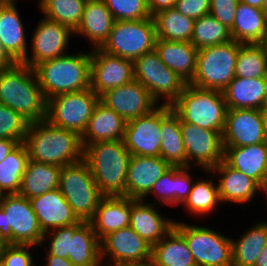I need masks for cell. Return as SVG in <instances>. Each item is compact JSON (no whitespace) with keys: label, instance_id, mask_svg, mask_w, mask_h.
I'll use <instances>...</instances> for the list:
<instances>
[{"label":"cell","instance_id":"65","mask_svg":"<svg viewBox=\"0 0 267 266\" xmlns=\"http://www.w3.org/2000/svg\"><path fill=\"white\" fill-rule=\"evenodd\" d=\"M3 244L4 243L0 240V251H1V248H2Z\"/></svg>","mask_w":267,"mask_h":266},{"label":"cell","instance_id":"47","mask_svg":"<svg viewBox=\"0 0 267 266\" xmlns=\"http://www.w3.org/2000/svg\"><path fill=\"white\" fill-rule=\"evenodd\" d=\"M51 235V242L49 244V250H47L46 255H53L61 258L68 259L69 253V226H63L60 228H55L44 233V237L42 239V244H44V240Z\"/></svg>","mask_w":267,"mask_h":266},{"label":"cell","instance_id":"46","mask_svg":"<svg viewBox=\"0 0 267 266\" xmlns=\"http://www.w3.org/2000/svg\"><path fill=\"white\" fill-rule=\"evenodd\" d=\"M33 245L3 244L0 251V261L4 266H34Z\"/></svg>","mask_w":267,"mask_h":266},{"label":"cell","instance_id":"15","mask_svg":"<svg viewBox=\"0 0 267 266\" xmlns=\"http://www.w3.org/2000/svg\"><path fill=\"white\" fill-rule=\"evenodd\" d=\"M101 261L111 259L103 266H122L125 264L146 263L151 261L152 246L131 226L109 233L101 241Z\"/></svg>","mask_w":267,"mask_h":266},{"label":"cell","instance_id":"28","mask_svg":"<svg viewBox=\"0 0 267 266\" xmlns=\"http://www.w3.org/2000/svg\"><path fill=\"white\" fill-rule=\"evenodd\" d=\"M155 50L161 61L187 83L194 78L198 49L185 41L156 39Z\"/></svg>","mask_w":267,"mask_h":266},{"label":"cell","instance_id":"37","mask_svg":"<svg viewBox=\"0 0 267 266\" xmlns=\"http://www.w3.org/2000/svg\"><path fill=\"white\" fill-rule=\"evenodd\" d=\"M156 37L169 41L190 42L195 20L175 8L164 9L153 15Z\"/></svg>","mask_w":267,"mask_h":266},{"label":"cell","instance_id":"12","mask_svg":"<svg viewBox=\"0 0 267 266\" xmlns=\"http://www.w3.org/2000/svg\"><path fill=\"white\" fill-rule=\"evenodd\" d=\"M185 238L197 266H232L231 238L208 227L174 222Z\"/></svg>","mask_w":267,"mask_h":266},{"label":"cell","instance_id":"20","mask_svg":"<svg viewBox=\"0 0 267 266\" xmlns=\"http://www.w3.org/2000/svg\"><path fill=\"white\" fill-rule=\"evenodd\" d=\"M171 165L159 157L131 155L126 182V197L143 199Z\"/></svg>","mask_w":267,"mask_h":266},{"label":"cell","instance_id":"66","mask_svg":"<svg viewBox=\"0 0 267 266\" xmlns=\"http://www.w3.org/2000/svg\"><path fill=\"white\" fill-rule=\"evenodd\" d=\"M2 197H3V194L0 192V200H1Z\"/></svg>","mask_w":267,"mask_h":266},{"label":"cell","instance_id":"42","mask_svg":"<svg viewBox=\"0 0 267 266\" xmlns=\"http://www.w3.org/2000/svg\"><path fill=\"white\" fill-rule=\"evenodd\" d=\"M235 76L239 78H267V54L258 43L241 44Z\"/></svg>","mask_w":267,"mask_h":266},{"label":"cell","instance_id":"60","mask_svg":"<svg viewBox=\"0 0 267 266\" xmlns=\"http://www.w3.org/2000/svg\"><path fill=\"white\" fill-rule=\"evenodd\" d=\"M17 0H0V6L4 5H16L15 3Z\"/></svg>","mask_w":267,"mask_h":266},{"label":"cell","instance_id":"19","mask_svg":"<svg viewBox=\"0 0 267 266\" xmlns=\"http://www.w3.org/2000/svg\"><path fill=\"white\" fill-rule=\"evenodd\" d=\"M223 147H242L267 142L260 109H231L222 133Z\"/></svg>","mask_w":267,"mask_h":266},{"label":"cell","instance_id":"50","mask_svg":"<svg viewBox=\"0 0 267 266\" xmlns=\"http://www.w3.org/2000/svg\"><path fill=\"white\" fill-rule=\"evenodd\" d=\"M189 169L191 167L176 166V205L185 203L195 182Z\"/></svg>","mask_w":267,"mask_h":266},{"label":"cell","instance_id":"33","mask_svg":"<svg viewBox=\"0 0 267 266\" xmlns=\"http://www.w3.org/2000/svg\"><path fill=\"white\" fill-rule=\"evenodd\" d=\"M266 27V10L239 2L230 30L233 40L242 44L259 43Z\"/></svg>","mask_w":267,"mask_h":266},{"label":"cell","instance_id":"44","mask_svg":"<svg viewBox=\"0 0 267 266\" xmlns=\"http://www.w3.org/2000/svg\"><path fill=\"white\" fill-rule=\"evenodd\" d=\"M115 21L143 20L152 17L147 0H103Z\"/></svg>","mask_w":267,"mask_h":266},{"label":"cell","instance_id":"45","mask_svg":"<svg viewBox=\"0 0 267 266\" xmlns=\"http://www.w3.org/2000/svg\"><path fill=\"white\" fill-rule=\"evenodd\" d=\"M149 194L157 196L155 205L157 203L159 205L164 203L170 206L176 205V166H170L142 200H146L145 198Z\"/></svg>","mask_w":267,"mask_h":266},{"label":"cell","instance_id":"23","mask_svg":"<svg viewBox=\"0 0 267 266\" xmlns=\"http://www.w3.org/2000/svg\"><path fill=\"white\" fill-rule=\"evenodd\" d=\"M68 260L74 266H103L100 240L90 222L69 225Z\"/></svg>","mask_w":267,"mask_h":266},{"label":"cell","instance_id":"40","mask_svg":"<svg viewBox=\"0 0 267 266\" xmlns=\"http://www.w3.org/2000/svg\"><path fill=\"white\" fill-rule=\"evenodd\" d=\"M233 40L230 29L208 14L195 20L191 43L199 50Z\"/></svg>","mask_w":267,"mask_h":266},{"label":"cell","instance_id":"54","mask_svg":"<svg viewBox=\"0 0 267 266\" xmlns=\"http://www.w3.org/2000/svg\"><path fill=\"white\" fill-rule=\"evenodd\" d=\"M45 266H74L68 259L47 255ZM43 265V266H44Z\"/></svg>","mask_w":267,"mask_h":266},{"label":"cell","instance_id":"11","mask_svg":"<svg viewBox=\"0 0 267 266\" xmlns=\"http://www.w3.org/2000/svg\"><path fill=\"white\" fill-rule=\"evenodd\" d=\"M99 101L100 97L91 88L56 95L47 100L46 120L81 136Z\"/></svg>","mask_w":267,"mask_h":266},{"label":"cell","instance_id":"64","mask_svg":"<svg viewBox=\"0 0 267 266\" xmlns=\"http://www.w3.org/2000/svg\"><path fill=\"white\" fill-rule=\"evenodd\" d=\"M260 191L263 192V193L265 192V193H264V194H266V196H265L266 199H265V200L267 201V189H260ZM266 203H267V202H266Z\"/></svg>","mask_w":267,"mask_h":266},{"label":"cell","instance_id":"41","mask_svg":"<svg viewBox=\"0 0 267 266\" xmlns=\"http://www.w3.org/2000/svg\"><path fill=\"white\" fill-rule=\"evenodd\" d=\"M221 203L218 191V185L213 179H198L194 182L189 197L184 203L185 208L191 214L205 217V215L216 210Z\"/></svg>","mask_w":267,"mask_h":266},{"label":"cell","instance_id":"3","mask_svg":"<svg viewBox=\"0 0 267 266\" xmlns=\"http://www.w3.org/2000/svg\"><path fill=\"white\" fill-rule=\"evenodd\" d=\"M0 103L29 122L46 120L47 101L34 69L23 63L0 70Z\"/></svg>","mask_w":267,"mask_h":266},{"label":"cell","instance_id":"48","mask_svg":"<svg viewBox=\"0 0 267 266\" xmlns=\"http://www.w3.org/2000/svg\"><path fill=\"white\" fill-rule=\"evenodd\" d=\"M210 15L230 30L232 29L235 13L240 0H210Z\"/></svg>","mask_w":267,"mask_h":266},{"label":"cell","instance_id":"24","mask_svg":"<svg viewBox=\"0 0 267 266\" xmlns=\"http://www.w3.org/2000/svg\"><path fill=\"white\" fill-rule=\"evenodd\" d=\"M223 161L261 185L267 179V142L223 147Z\"/></svg>","mask_w":267,"mask_h":266},{"label":"cell","instance_id":"56","mask_svg":"<svg viewBox=\"0 0 267 266\" xmlns=\"http://www.w3.org/2000/svg\"><path fill=\"white\" fill-rule=\"evenodd\" d=\"M240 2L259 9H263V0H240Z\"/></svg>","mask_w":267,"mask_h":266},{"label":"cell","instance_id":"30","mask_svg":"<svg viewBox=\"0 0 267 266\" xmlns=\"http://www.w3.org/2000/svg\"><path fill=\"white\" fill-rule=\"evenodd\" d=\"M17 9L16 5L0 6V41L16 63H23L28 54V44L25 27Z\"/></svg>","mask_w":267,"mask_h":266},{"label":"cell","instance_id":"26","mask_svg":"<svg viewBox=\"0 0 267 266\" xmlns=\"http://www.w3.org/2000/svg\"><path fill=\"white\" fill-rule=\"evenodd\" d=\"M154 202L131 199L130 226L151 246L157 244L173 227L174 220L162 218Z\"/></svg>","mask_w":267,"mask_h":266},{"label":"cell","instance_id":"10","mask_svg":"<svg viewBox=\"0 0 267 266\" xmlns=\"http://www.w3.org/2000/svg\"><path fill=\"white\" fill-rule=\"evenodd\" d=\"M134 79L138 80L158 103L171 105L183 92L187 82L168 68L154 49L133 61Z\"/></svg>","mask_w":267,"mask_h":266},{"label":"cell","instance_id":"51","mask_svg":"<svg viewBox=\"0 0 267 266\" xmlns=\"http://www.w3.org/2000/svg\"><path fill=\"white\" fill-rule=\"evenodd\" d=\"M176 1L177 0H147V6L150 14L153 16L161 10L174 8Z\"/></svg>","mask_w":267,"mask_h":266},{"label":"cell","instance_id":"21","mask_svg":"<svg viewBox=\"0 0 267 266\" xmlns=\"http://www.w3.org/2000/svg\"><path fill=\"white\" fill-rule=\"evenodd\" d=\"M29 200L43 233L80 221L59 189Z\"/></svg>","mask_w":267,"mask_h":266},{"label":"cell","instance_id":"22","mask_svg":"<svg viewBox=\"0 0 267 266\" xmlns=\"http://www.w3.org/2000/svg\"><path fill=\"white\" fill-rule=\"evenodd\" d=\"M206 173L220 175L217 185L221 203H251L255 194L260 191V185L254 179L231 168L223 160Z\"/></svg>","mask_w":267,"mask_h":266},{"label":"cell","instance_id":"52","mask_svg":"<svg viewBox=\"0 0 267 266\" xmlns=\"http://www.w3.org/2000/svg\"><path fill=\"white\" fill-rule=\"evenodd\" d=\"M20 143L16 140L0 138V162L11 153Z\"/></svg>","mask_w":267,"mask_h":266},{"label":"cell","instance_id":"39","mask_svg":"<svg viewBox=\"0 0 267 266\" xmlns=\"http://www.w3.org/2000/svg\"><path fill=\"white\" fill-rule=\"evenodd\" d=\"M87 0H40L43 15L75 31L80 25Z\"/></svg>","mask_w":267,"mask_h":266},{"label":"cell","instance_id":"35","mask_svg":"<svg viewBox=\"0 0 267 266\" xmlns=\"http://www.w3.org/2000/svg\"><path fill=\"white\" fill-rule=\"evenodd\" d=\"M232 266H254L262 249L267 245V221L256 223L236 239L231 238Z\"/></svg>","mask_w":267,"mask_h":266},{"label":"cell","instance_id":"53","mask_svg":"<svg viewBox=\"0 0 267 266\" xmlns=\"http://www.w3.org/2000/svg\"><path fill=\"white\" fill-rule=\"evenodd\" d=\"M16 62L8 55L0 41V70L14 66Z\"/></svg>","mask_w":267,"mask_h":266},{"label":"cell","instance_id":"36","mask_svg":"<svg viewBox=\"0 0 267 266\" xmlns=\"http://www.w3.org/2000/svg\"><path fill=\"white\" fill-rule=\"evenodd\" d=\"M160 157L171 166L186 167L180 119L172 109L161 118Z\"/></svg>","mask_w":267,"mask_h":266},{"label":"cell","instance_id":"1","mask_svg":"<svg viewBox=\"0 0 267 266\" xmlns=\"http://www.w3.org/2000/svg\"><path fill=\"white\" fill-rule=\"evenodd\" d=\"M24 144L29 159L39 163L64 167L83 159L81 136L47 120L29 123Z\"/></svg>","mask_w":267,"mask_h":266},{"label":"cell","instance_id":"18","mask_svg":"<svg viewBox=\"0 0 267 266\" xmlns=\"http://www.w3.org/2000/svg\"><path fill=\"white\" fill-rule=\"evenodd\" d=\"M100 101L113 109L126 122L149 114L159 105L136 79L107 90L100 96Z\"/></svg>","mask_w":267,"mask_h":266},{"label":"cell","instance_id":"7","mask_svg":"<svg viewBox=\"0 0 267 266\" xmlns=\"http://www.w3.org/2000/svg\"><path fill=\"white\" fill-rule=\"evenodd\" d=\"M241 44L231 40L227 43L199 49L194 78L190 84L222 92L235 77V67Z\"/></svg>","mask_w":267,"mask_h":266},{"label":"cell","instance_id":"49","mask_svg":"<svg viewBox=\"0 0 267 266\" xmlns=\"http://www.w3.org/2000/svg\"><path fill=\"white\" fill-rule=\"evenodd\" d=\"M210 0H177L174 8L194 20L210 13Z\"/></svg>","mask_w":267,"mask_h":266},{"label":"cell","instance_id":"62","mask_svg":"<svg viewBox=\"0 0 267 266\" xmlns=\"http://www.w3.org/2000/svg\"><path fill=\"white\" fill-rule=\"evenodd\" d=\"M260 189H267V179L260 185Z\"/></svg>","mask_w":267,"mask_h":266},{"label":"cell","instance_id":"4","mask_svg":"<svg viewBox=\"0 0 267 266\" xmlns=\"http://www.w3.org/2000/svg\"><path fill=\"white\" fill-rule=\"evenodd\" d=\"M33 69L46 101L56 95L90 88V52L66 54L41 62Z\"/></svg>","mask_w":267,"mask_h":266},{"label":"cell","instance_id":"2","mask_svg":"<svg viewBox=\"0 0 267 266\" xmlns=\"http://www.w3.org/2000/svg\"><path fill=\"white\" fill-rule=\"evenodd\" d=\"M131 154L123 140L99 141L83 150L99 191L104 196L126 197V182Z\"/></svg>","mask_w":267,"mask_h":266},{"label":"cell","instance_id":"43","mask_svg":"<svg viewBox=\"0 0 267 266\" xmlns=\"http://www.w3.org/2000/svg\"><path fill=\"white\" fill-rule=\"evenodd\" d=\"M29 123L17 111L0 103V138L24 143Z\"/></svg>","mask_w":267,"mask_h":266},{"label":"cell","instance_id":"8","mask_svg":"<svg viewBox=\"0 0 267 266\" xmlns=\"http://www.w3.org/2000/svg\"><path fill=\"white\" fill-rule=\"evenodd\" d=\"M58 189L77 218L85 222L93 218L104 197L84 159L62 167Z\"/></svg>","mask_w":267,"mask_h":266},{"label":"cell","instance_id":"55","mask_svg":"<svg viewBox=\"0 0 267 266\" xmlns=\"http://www.w3.org/2000/svg\"><path fill=\"white\" fill-rule=\"evenodd\" d=\"M254 266H267V245L262 249Z\"/></svg>","mask_w":267,"mask_h":266},{"label":"cell","instance_id":"14","mask_svg":"<svg viewBox=\"0 0 267 266\" xmlns=\"http://www.w3.org/2000/svg\"><path fill=\"white\" fill-rule=\"evenodd\" d=\"M182 139L186 151V167H192L191 160L204 171H210L223 160L222 134L188 122H180Z\"/></svg>","mask_w":267,"mask_h":266},{"label":"cell","instance_id":"57","mask_svg":"<svg viewBox=\"0 0 267 266\" xmlns=\"http://www.w3.org/2000/svg\"><path fill=\"white\" fill-rule=\"evenodd\" d=\"M264 50V52L267 54V27L264 32L262 40L258 43Z\"/></svg>","mask_w":267,"mask_h":266},{"label":"cell","instance_id":"59","mask_svg":"<svg viewBox=\"0 0 267 266\" xmlns=\"http://www.w3.org/2000/svg\"><path fill=\"white\" fill-rule=\"evenodd\" d=\"M122 266H155L151 261L146 263L125 264Z\"/></svg>","mask_w":267,"mask_h":266},{"label":"cell","instance_id":"61","mask_svg":"<svg viewBox=\"0 0 267 266\" xmlns=\"http://www.w3.org/2000/svg\"><path fill=\"white\" fill-rule=\"evenodd\" d=\"M263 120H264V134L267 140V114H263Z\"/></svg>","mask_w":267,"mask_h":266},{"label":"cell","instance_id":"6","mask_svg":"<svg viewBox=\"0 0 267 266\" xmlns=\"http://www.w3.org/2000/svg\"><path fill=\"white\" fill-rule=\"evenodd\" d=\"M44 237L30 200L3 194L0 200V240L4 244L41 245Z\"/></svg>","mask_w":267,"mask_h":266},{"label":"cell","instance_id":"63","mask_svg":"<svg viewBox=\"0 0 267 266\" xmlns=\"http://www.w3.org/2000/svg\"><path fill=\"white\" fill-rule=\"evenodd\" d=\"M263 9H264V10L267 9V0H263Z\"/></svg>","mask_w":267,"mask_h":266},{"label":"cell","instance_id":"9","mask_svg":"<svg viewBox=\"0 0 267 266\" xmlns=\"http://www.w3.org/2000/svg\"><path fill=\"white\" fill-rule=\"evenodd\" d=\"M156 39L153 16L143 20L115 21L100 49L134 61L144 53L154 50Z\"/></svg>","mask_w":267,"mask_h":266},{"label":"cell","instance_id":"34","mask_svg":"<svg viewBox=\"0 0 267 266\" xmlns=\"http://www.w3.org/2000/svg\"><path fill=\"white\" fill-rule=\"evenodd\" d=\"M151 262L155 266H197L185 238L174 227L152 246Z\"/></svg>","mask_w":267,"mask_h":266},{"label":"cell","instance_id":"16","mask_svg":"<svg viewBox=\"0 0 267 266\" xmlns=\"http://www.w3.org/2000/svg\"><path fill=\"white\" fill-rule=\"evenodd\" d=\"M43 17L33 31L31 55L28 53L23 62L32 69L41 62L66 55L70 35L74 34L68 26Z\"/></svg>","mask_w":267,"mask_h":266},{"label":"cell","instance_id":"13","mask_svg":"<svg viewBox=\"0 0 267 266\" xmlns=\"http://www.w3.org/2000/svg\"><path fill=\"white\" fill-rule=\"evenodd\" d=\"M170 109L171 105L160 104L149 114L126 123L123 141L131 155L160 156L161 118Z\"/></svg>","mask_w":267,"mask_h":266},{"label":"cell","instance_id":"17","mask_svg":"<svg viewBox=\"0 0 267 266\" xmlns=\"http://www.w3.org/2000/svg\"><path fill=\"white\" fill-rule=\"evenodd\" d=\"M91 54L90 88L100 97L107 90L134 79L133 61L94 48Z\"/></svg>","mask_w":267,"mask_h":266},{"label":"cell","instance_id":"58","mask_svg":"<svg viewBox=\"0 0 267 266\" xmlns=\"http://www.w3.org/2000/svg\"><path fill=\"white\" fill-rule=\"evenodd\" d=\"M260 111H261L263 114H267V94H266V96L264 97V100H263L262 106H261V108H260Z\"/></svg>","mask_w":267,"mask_h":266},{"label":"cell","instance_id":"31","mask_svg":"<svg viewBox=\"0 0 267 266\" xmlns=\"http://www.w3.org/2000/svg\"><path fill=\"white\" fill-rule=\"evenodd\" d=\"M222 93L228 108L260 109L267 94V78L235 76Z\"/></svg>","mask_w":267,"mask_h":266},{"label":"cell","instance_id":"32","mask_svg":"<svg viewBox=\"0 0 267 266\" xmlns=\"http://www.w3.org/2000/svg\"><path fill=\"white\" fill-rule=\"evenodd\" d=\"M62 167L28 160L19 195L31 199L59 188Z\"/></svg>","mask_w":267,"mask_h":266},{"label":"cell","instance_id":"38","mask_svg":"<svg viewBox=\"0 0 267 266\" xmlns=\"http://www.w3.org/2000/svg\"><path fill=\"white\" fill-rule=\"evenodd\" d=\"M29 155L24 143H20L0 162V192L18 194Z\"/></svg>","mask_w":267,"mask_h":266},{"label":"cell","instance_id":"5","mask_svg":"<svg viewBox=\"0 0 267 266\" xmlns=\"http://www.w3.org/2000/svg\"><path fill=\"white\" fill-rule=\"evenodd\" d=\"M180 122H188L221 134L225 128L227 104L221 91L203 89L187 83L183 92L171 104Z\"/></svg>","mask_w":267,"mask_h":266},{"label":"cell","instance_id":"25","mask_svg":"<svg viewBox=\"0 0 267 266\" xmlns=\"http://www.w3.org/2000/svg\"><path fill=\"white\" fill-rule=\"evenodd\" d=\"M131 198L104 196L89 221L101 241L109 233L130 226Z\"/></svg>","mask_w":267,"mask_h":266},{"label":"cell","instance_id":"29","mask_svg":"<svg viewBox=\"0 0 267 266\" xmlns=\"http://www.w3.org/2000/svg\"><path fill=\"white\" fill-rule=\"evenodd\" d=\"M115 20L103 0H87L80 25L74 31L85 36L93 48H100L107 40Z\"/></svg>","mask_w":267,"mask_h":266},{"label":"cell","instance_id":"27","mask_svg":"<svg viewBox=\"0 0 267 266\" xmlns=\"http://www.w3.org/2000/svg\"><path fill=\"white\" fill-rule=\"evenodd\" d=\"M126 123L113 109L99 101L81 135L83 148L94 142L123 140Z\"/></svg>","mask_w":267,"mask_h":266}]
</instances>
